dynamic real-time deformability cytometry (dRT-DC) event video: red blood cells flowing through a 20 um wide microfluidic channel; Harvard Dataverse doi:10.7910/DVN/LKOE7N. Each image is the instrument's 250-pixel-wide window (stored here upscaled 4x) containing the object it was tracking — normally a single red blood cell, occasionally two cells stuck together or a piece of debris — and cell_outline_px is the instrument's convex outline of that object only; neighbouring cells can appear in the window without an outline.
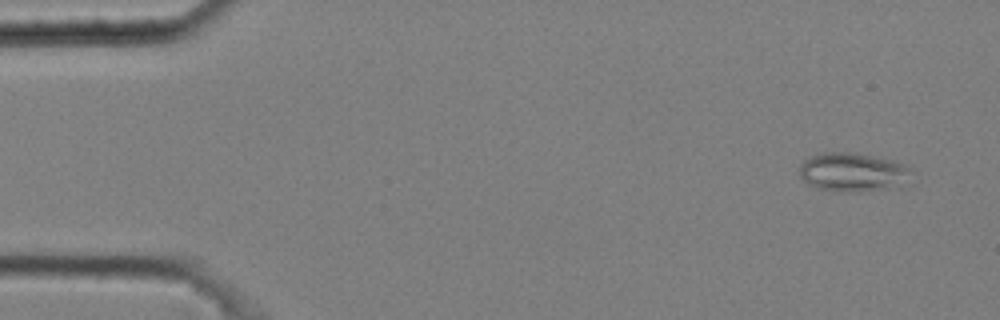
{"species": "common noctule bat (a hibernating species)", "species_latin": "Nyctalus noctula", "temperature_condition": "cold", "stored_images_in_passage": 6, "camera_frame_rate_fps": 3000, "um_per_image_px": 0.085, "animal": {"sex": "male", "body_mass_g": 20.4}, "frame": {"image": 1, "passage_image": 1, "time_ms": 0.0, "image_size_px": [1000, 320], "cell_outline_px": [[912, 168], [900, 188], [860, 192], [832, 192], [808, 184], [800, 176], [800, 164], [808, 156], [820, 152], [856, 152], [892, 160], [908, 164]], "centroid_in_image_um": [72.49, 14.63], "position_along_channel_um": 12.5, "area_um2": 25.95}}